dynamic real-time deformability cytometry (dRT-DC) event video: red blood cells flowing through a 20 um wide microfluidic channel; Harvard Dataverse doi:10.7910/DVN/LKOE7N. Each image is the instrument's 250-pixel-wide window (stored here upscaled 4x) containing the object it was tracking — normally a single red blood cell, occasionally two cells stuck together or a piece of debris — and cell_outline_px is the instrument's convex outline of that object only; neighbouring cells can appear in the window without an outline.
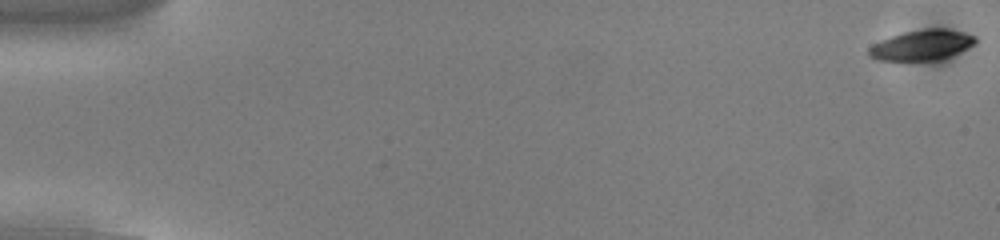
{"species": "common noctule bat (a hibernating species)", "species_latin": "Nyctalus noctula", "temperature_condition": "cold", "stored_images_in_passage": 54, "camera_frame_rate_fps": 3000, "um_per_image_px": 0.085, "animal": {"sex": "male", "body_mass_g": 13.0, "forearm_length_mm": 53.1}, "frame": {"image": 1, "passage_image": 1, "time_ms": 0.0, "image_size_px": [1000, 240], "cell_outline_px": [[976, 40], [968, 48], [940, 60], [876, 60], [868, 56], [868, 48], [872, 44], [880, 40], [904, 32], [924, 28], [944, 28], [964, 32], [976, 36]], "centroid_in_image_um": [78.33, 3.82], "position_along_channel_um": 6.7, "area_um2": 18.9}}
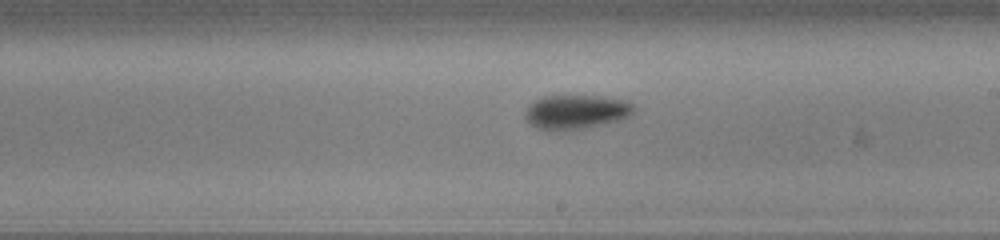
{"frame": {"image": 2, "passage_image": 32, "time_ms": 10.333, "image_size_px": [1000, 240], "cell_outline_px": [[636, 108], [628, 116], [620, 120], [584, 128], [548, 132], [536, 128], [528, 124], [524, 116], [524, 112], [528, 104], [544, 96], [600, 96], [628, 100], [636, 104]], "centroid_in_image_um": [48.94, 9.52], "position_along_channel_um": 240.1, "area_um2": 22.14}}
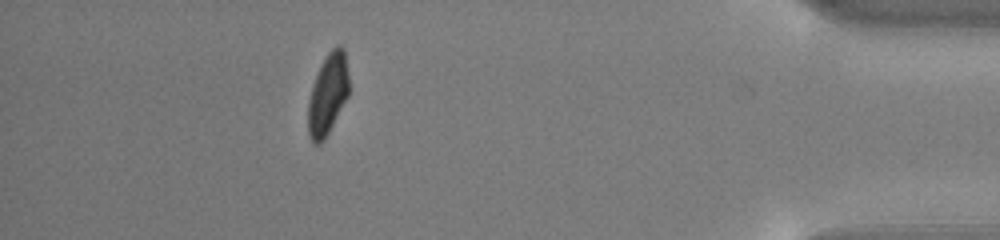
{"frame": {"image": 3, "passage_image": 49, "time_ms": 16.0, "image_size_px": [1000, 240], "cell_outline_px": [[348, 96], [324, 140], [320, 144], [312, 144], [308, 136], [308, 100], [312, 84], [320, 64], [328, 52], [336, 44], [340, 44], [344, 48], [348, 76]], "centroid_in_image_um": [27.84, 8.0], "position_along_channel_um": 407.4, "area_um2": 19.48}, "authors_computed_cell_mechanics": {"area_um2": 20.2011, "velocity_mm_per_s": 3.8309, "shape_relaxation_time_tau1_ms": 2.6867, "shape_relaxation_time_tau2_ms": 7.0126, "deformation_change_tau1": 0.1084, "deformation_change_tau2": 0.1238}}